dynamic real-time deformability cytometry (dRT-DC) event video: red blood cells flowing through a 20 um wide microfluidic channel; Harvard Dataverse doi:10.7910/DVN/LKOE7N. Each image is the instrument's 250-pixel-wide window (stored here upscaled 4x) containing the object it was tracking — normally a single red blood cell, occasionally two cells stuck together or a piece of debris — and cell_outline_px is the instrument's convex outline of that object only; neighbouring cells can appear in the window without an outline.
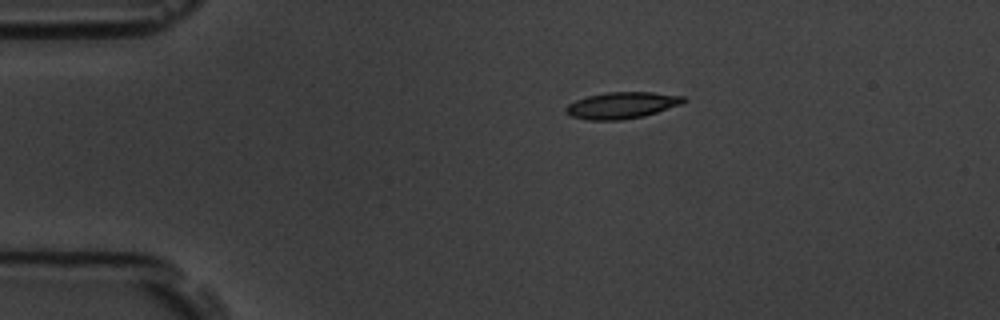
{"species": "common noctule bat (a hibernating species)", "species_latin": "Nyctalus noctula", "temperature_condition": "room temperature", "stored_images_in_passage": 4, "camera_frame_rate_fps": 3000, "um_per_image_px": 0.085, "animal": {"sex": "male", "body_mass_g": 19.5, "forearm_length_mm": 54.6}, "frame": {"image": 1, "passage_image": 1, "time_ms": 0.0, "image_size_px": [1000, 320], "cell_outline_px": [[688, 100], [684, 104], [644, 116], [620, 120], [588, 120], [572, 116], [564, 112], [564, 108], [568, 104], [576, 100], [588, 96], [608, 92], [652, 92], [684, 96]], "centroid_in_image_um": [52.89, 8.95], "position_along_channel_um": 32.1, "area_um2": 18.32}}
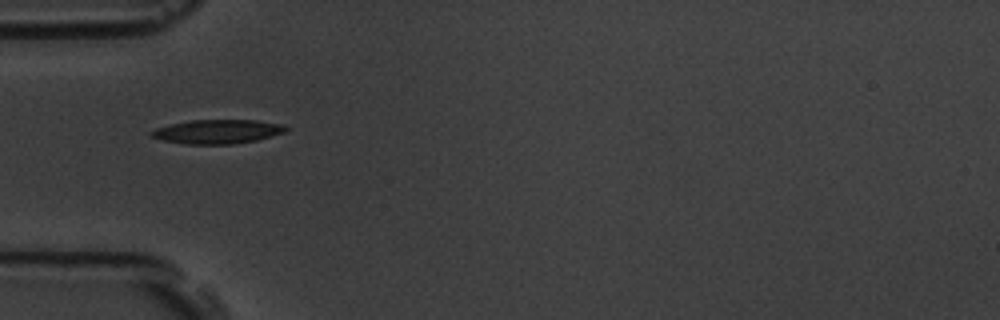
{"frame": {"image": 2, "passage_image": 3, "time_ms": 2.333, "image_size_px": [1000, 320], "cell_outline_px": [[288, 128], [284, 132], [256, 140], [232, 144], [184, 144], [164, 140], [148, 136], [148, 132], [156, 128], [172, 124], [192, 120], [256, 120], [284, 124]], "centroid_in_image_um": [18.46, 11.18], "position_along_channel_um": 66.5, "area_um2": 18.79}}
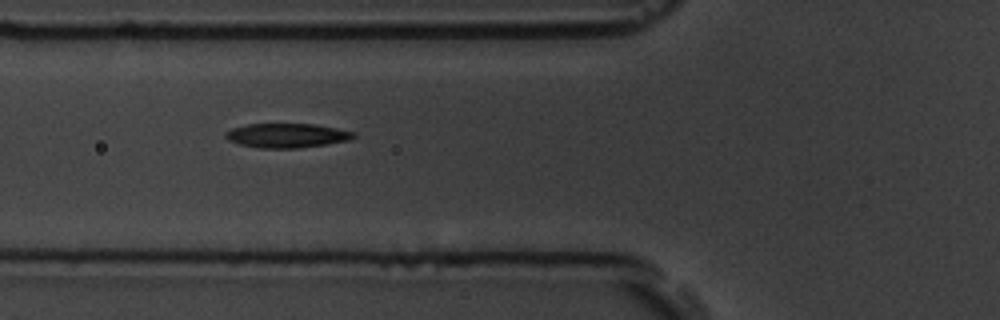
{"frame": {"image": 3, "passage_image": 4, "time_ms": 3.333, "image_size_px": [1000, 320], "cell_outline_px": [[356, 136], [348, 140], [324, 144], [296, 148], [260, 148], [240, 144], [228, 140], [224, 136], [232, 128], [248, 124], [312, 124], [336, 128], [356, 132]], "centroid_in_image_um": [24.38, 11.51], "position_along_channel_um": 101.4, "area_um2": 17.86}}